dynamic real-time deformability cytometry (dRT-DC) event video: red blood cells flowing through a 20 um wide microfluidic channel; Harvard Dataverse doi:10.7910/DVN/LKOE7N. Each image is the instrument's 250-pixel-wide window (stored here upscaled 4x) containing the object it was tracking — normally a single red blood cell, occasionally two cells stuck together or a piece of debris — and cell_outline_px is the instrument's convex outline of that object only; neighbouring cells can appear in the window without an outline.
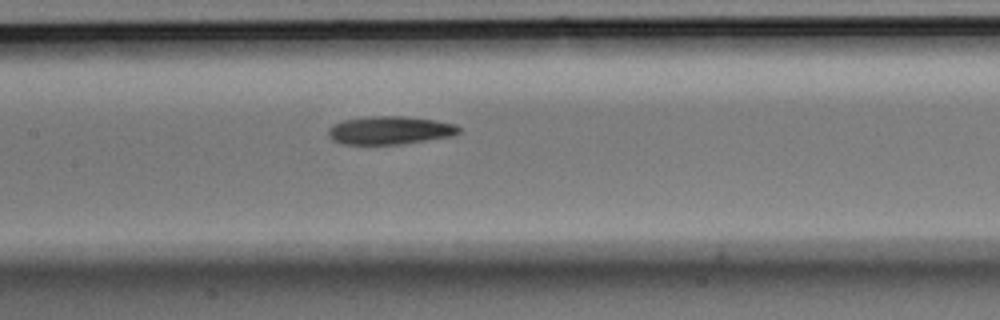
{"species": "Egyptian fruit bat (a non-hibernating species)", "species_latin": "Rousettus aegyptiacus", "temperature_condition": "room temperature", "stored_images_in_passage": 6, "segment_of_instrument_passage": [1, 2], "camera_frame_rate_fps": 3000, "um_per_image_px": 0.085, "animal": {"sex": "male"}, "frame": {"image": 1, "passage_image": 5, "time_ms": 1.333, "image_size_px": [1000, 320], "cell_outline_px": [[460, 132], [452, 136], [404, 144], [340, 144], [332, 140], [328, 136], [328, 128], [332, 124], [344, 120], [364, 116], [404, 116], [436, 120], [456, 124], [460, 128]], "centroid_in_image_um": [33.12, 11.07], "position_along_channel_um": 174.3, "area_um2": 21.73}}